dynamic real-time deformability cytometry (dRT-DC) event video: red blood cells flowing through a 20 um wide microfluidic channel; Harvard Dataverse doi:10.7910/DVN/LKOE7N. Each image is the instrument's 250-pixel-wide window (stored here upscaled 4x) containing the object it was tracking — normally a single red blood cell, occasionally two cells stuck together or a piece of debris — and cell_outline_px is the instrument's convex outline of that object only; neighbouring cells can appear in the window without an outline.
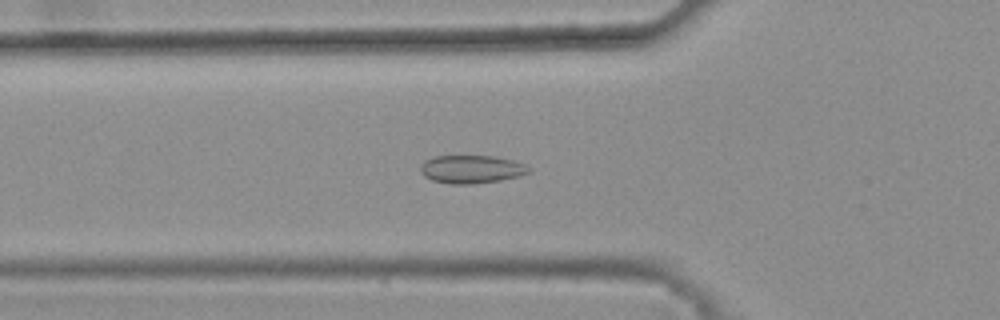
{"species": "common noctule bat (a hibernating species)", "species_latin": "Nyctalus noctula", "temperature_condition": "warm", "stored_images_in_passage": 36, "camera_frame_rate_fps": 3000, "um_per_image_px": 0.085, "animal": {"sex": "female", "body_mass_g": 25.1}, "frame": {"image": 1, "passage_image": 8, "time_ms": 2.333, "image_size_px": [1000, 320], "cell_outline_px": [[532, 172], [520, 176], [500, 180], [472, 184], [448, 184], [432, 180], [424, 176], [420, 172], [420, 168], [424, 160], [436, 156], [496, 156], [512, 160], [524, 164], [532, 168]], "centroid_in_image_um": [40.09, 14.39], "position_along_channel_um": 85.7, "area_um2": 17.92}}
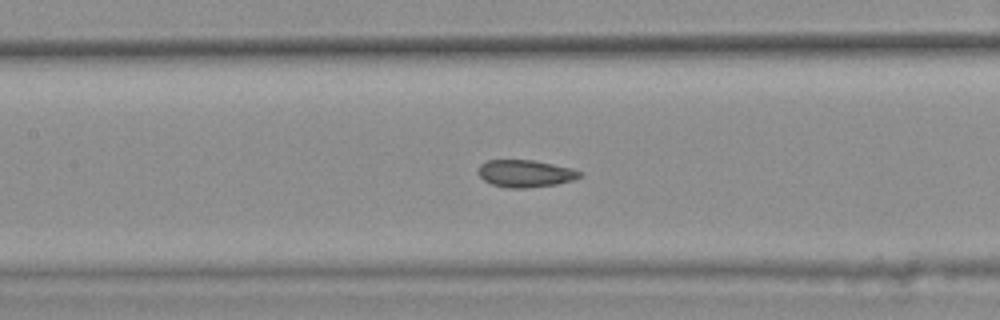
{"frame": {"image": 2, "passage_image": 14, "time_ms": 4.333, "image_size_px": [1000, 320], "cell_outline_px": [[584, 172], [580, 176], [572, 180], [556, 184], [524, 188], [508, 188], [492, 184], [484, 180], [480, 176], [480, 164], [488, 160], [532, 160], [572, 168]], "centroid_in_image_um": [44.67, 14.75], "position_along_channel_um": 162.7, "area_um2": 15.9}}
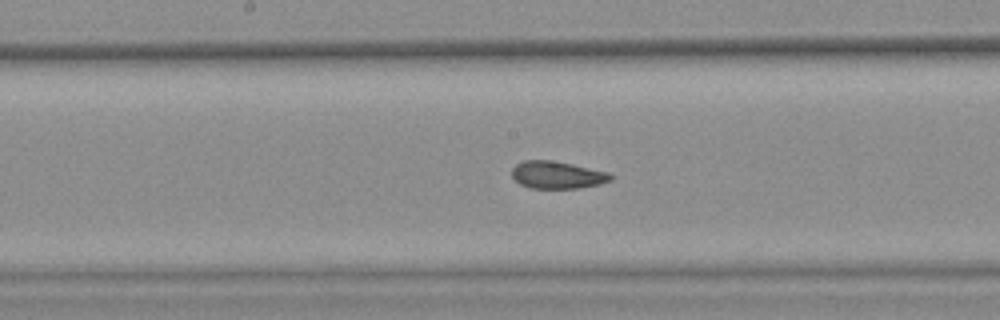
{"frame": {"image": 3, "passage_image": 17, "time_ms": 5.333, "image_size_px": [1000, 320], "cell_outline_px": [[612, 180], [600, 184], [580, 188], [528, 188], [520, 184], [512, 176], [512, 168], [516, 164], [524, 160], [552, 160], [572, 164], [608, 172], [612, 176]], "centroid_in_image_um": [47.35, 14.87], "position_along_channel_um": 200.8, "area_um2": 15.78}, "authors_computed_cell_mechanics": {"area_um2": 16.1551, "velocity_mm_per_s": 3.8418, "shape_relaxation_time_tau1_ms": null, "shape_relaxation_time_tau2_ms": 1.5896, "deformation_change_tau1": null, "deformation_change_tau2": 0.0588}}